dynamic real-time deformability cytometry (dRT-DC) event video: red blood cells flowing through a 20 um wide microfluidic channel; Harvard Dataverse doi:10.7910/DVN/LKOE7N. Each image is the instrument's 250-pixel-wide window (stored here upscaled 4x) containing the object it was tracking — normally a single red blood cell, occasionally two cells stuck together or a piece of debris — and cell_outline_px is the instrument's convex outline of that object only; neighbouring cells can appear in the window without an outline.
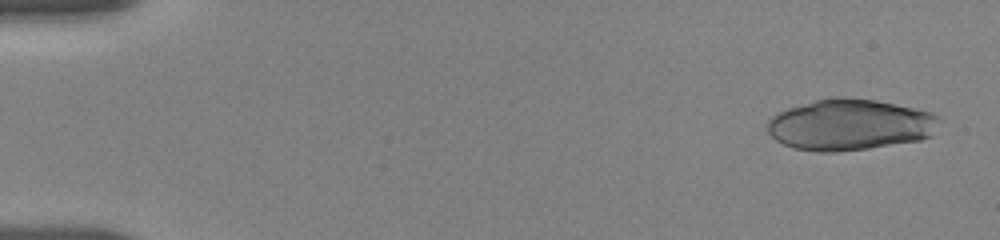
{"species": "human", "species_latin": "Homo sapiens", "temperature_condition": "room temperature", "stored_images_in_passage": 7, "camera_frame_rate_fps": 3000, "um_per_image_px": 0.085, "donor": {"sex": "female"}, "frame": {"image": 1, "passage_image": 1, "time_ms": 0.0, "image_size_px": [1000, 240], "cell_outline_px": [[936, 116], [932, 136], [920, 140], [868, 148], [836, 152], [816, 152], [792, 148], [776, 140], [768, 132], [768, 120], [776, 112], [788, 108], [816, 100], [832, 96], [844, 96], [876, 100], [916, 108], [932, 112]], "centroid_in_image_um": [72.18, 10.59], "position_along_channel_um": 12.8, "area_um2": 51.21}}